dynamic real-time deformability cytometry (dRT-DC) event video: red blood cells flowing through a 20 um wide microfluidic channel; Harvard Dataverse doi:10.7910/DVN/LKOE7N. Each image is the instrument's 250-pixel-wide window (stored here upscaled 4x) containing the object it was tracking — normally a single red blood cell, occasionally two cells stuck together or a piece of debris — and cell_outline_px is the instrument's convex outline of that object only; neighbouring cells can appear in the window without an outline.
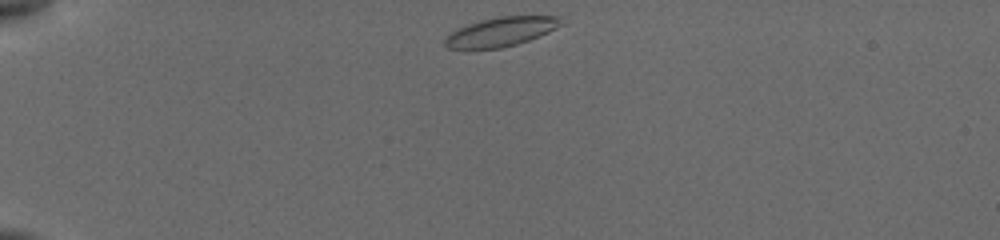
{"species": "common noctule bat (a hibernating species)", "species_latin": "Nyctalus noctula", "temperature_condition": "cold", "stored_images_in_passage": 10, "camera_frame_rate_fps": 3000, "um_per_image_px": 0.085, "animal": {"sex": "female", "body_mass_g": 19.5, "forearm_length_mm": 54.1}, "frame": {"image": 1, "passage_image": 1, "time_ms": 0.0, "image_size_px": [1000, 240], "cell_outline_px": [[564, 24], [548, 32], [528, 40], [516, 44], [500, 48], [448, 48], [444, 44], [444, 36], [468, 24], [480, 20], [500, 16], [564, 16]], "centroid_in_image_um": [42.63, 2.68], "position_along_channel_um": 42.4, "area_um2": 19.65}}